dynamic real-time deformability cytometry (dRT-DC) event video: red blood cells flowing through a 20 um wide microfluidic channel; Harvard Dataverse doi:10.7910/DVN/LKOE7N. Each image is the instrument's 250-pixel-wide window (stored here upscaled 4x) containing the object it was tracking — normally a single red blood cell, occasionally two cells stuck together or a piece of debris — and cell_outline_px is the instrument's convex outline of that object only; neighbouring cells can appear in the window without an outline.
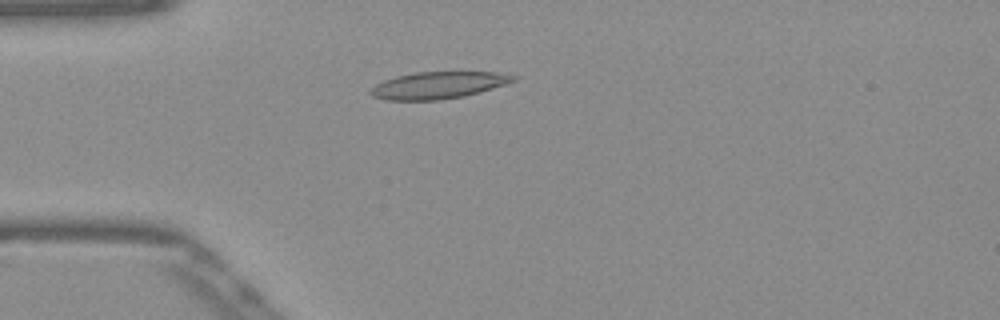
{"species": "Egyptian fruit bat (a non-hibernating species)", "species_latin": "Rousettus aegyptiacus", "temperature_condition": "warm", "stored_images_in_passage": 52, "camera_frame_rate_fps": 3000, "um_per_image_px": 0.085, "frame": {"image": 1, "passage_image": 14, "time_ms": 4.333, "image_size_px": [1000, 320], "cell_outline_px": [[516, 80], [480, 92], [464, 96], [440, 100], [384, 100], [372, 96], [368, 92], [376, 84], [384, 80], [396, 76], [416, 72], [500, 72], [516, 76]], "centroid_in_image_um": [37.22, 7.24], "position_along_channel_um": 47.8, "area_um2": 22.37}}
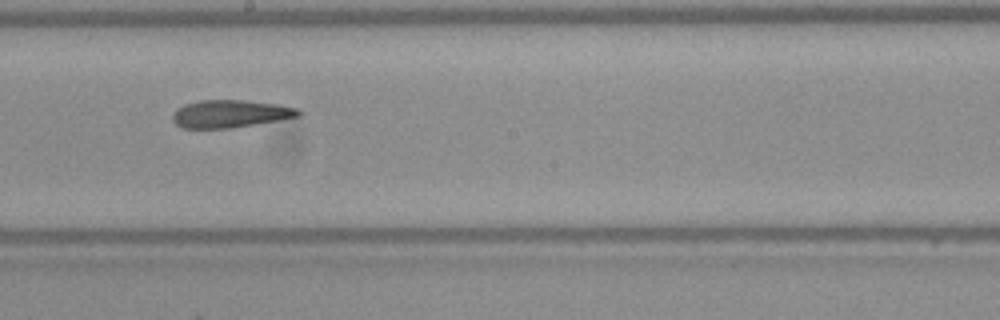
{"frame": {"image": 2, "passage_image": 29, "time_ms": 9.333, "image_size_px": [1000, 320], "cell_outline_px": [[304, 112], [300, 116], [232, 128], [180, 128], [172, 120], [172, 116], [176, 108], [184, 104], [200, 100], [248, 100], [280, 104], [300, 108]], "centroid_in_image_um": [19.6, 9.66], "position_along_channel_um": 228.6, "area_um2": 20.58}}
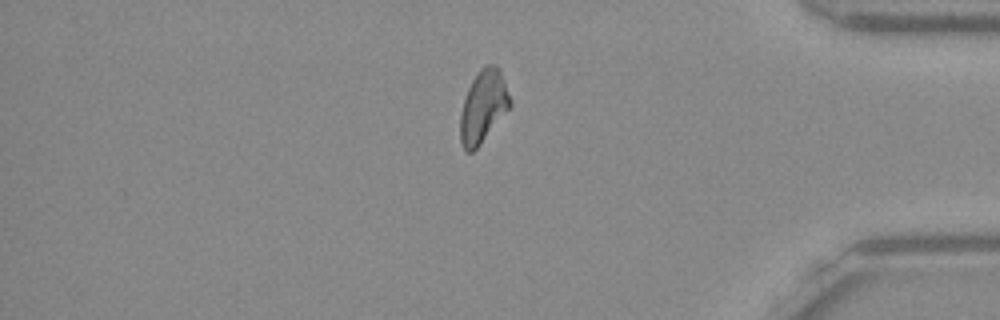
{"frame": {"image": 3, "passage_image": 44, "time_ms": 14.333, "image_size_px": [1000, 320], "cell_outline_px": [[512, 104], [480, 144], [472, 152], [464, 152], [460, 140], [460, 116], [464, 100], [468, 88], [472, 80], [480, 68], [484, 64], [496, 64], [500, 68]], "centroid_in_image_um": [41.06, 9.03], "position_along_channel_um": 394.1, "area_um2": 20.87}, "authors_computed_cell_mechanics": {"area_um2": 21.1548, "velocity_mm_per_s": 3.8828, "shape_relaxation_time_tau1_ms": null, "shape_relaxation_time_tau2_ms": 6.5183, "deformation_change_tau1": null, "deformation_change_tau2": 0.1804}}